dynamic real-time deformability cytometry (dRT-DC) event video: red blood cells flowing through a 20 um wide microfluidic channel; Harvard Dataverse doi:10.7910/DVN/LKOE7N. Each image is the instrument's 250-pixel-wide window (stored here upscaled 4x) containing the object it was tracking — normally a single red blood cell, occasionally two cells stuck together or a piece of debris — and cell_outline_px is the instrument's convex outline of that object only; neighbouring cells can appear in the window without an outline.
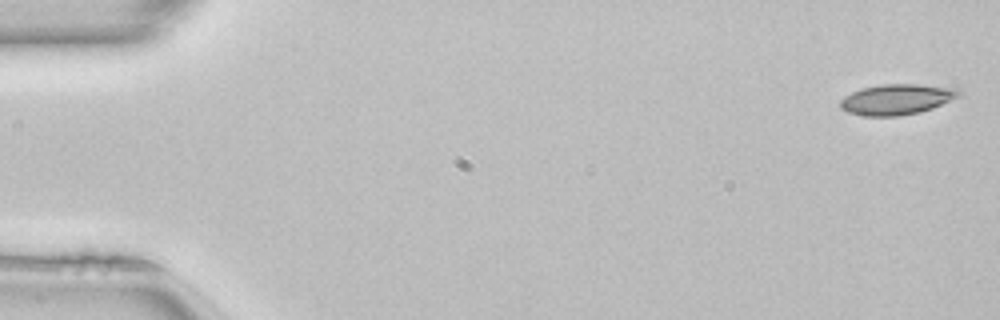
{"species": "common noctule bat (a hibernating species)", "species_latin": "Nyctalus noctula", "temperature_condition": "room temperature", "stored_images_in_passage": 50, "camera_frame_rate_fps": 3000, "um_per_image_px": 0.085, "animal": {"sex": "female", "body_mass_g": 22.7, "forearm_length_mm": 54.2}, "frame": {"image": 1, "passage_image": 1, "time_ms": 0.0, "image_size_px": [1000, 320], "cell_outline_px": [[960, 96], [932, 108], [920, 112], [900, 116], [864, 116], [848, 112], [840, 108], [840, 100], [844, 96], [860, 88], [880, 84], [920, 84], [956, 88], [960, 92]], "centroid_in_image_um": [76.19, 8.44], "position_along_channel_um": 8.8, "area_um2": 21.21}}
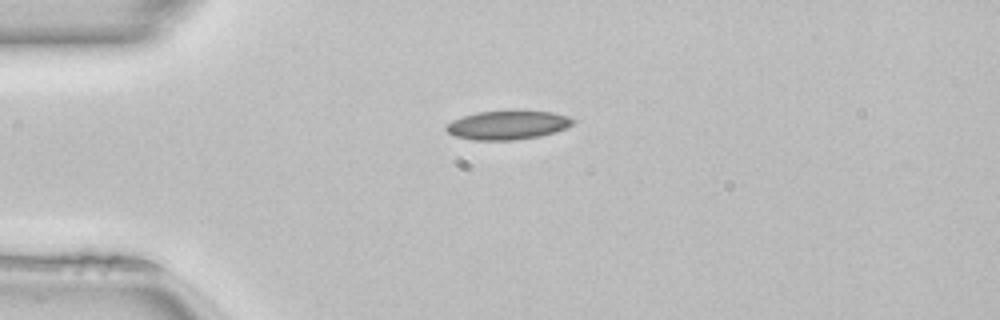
{"frame": {"image": 2, "passage_image": 12, "time_ms": 3.667, "image_size_px": [1000, 320], "cell_outline_px": [[576, 120], [568, 128], [556, 132], [540, 136], [516, 140], [472, 140], [452, 136], [444, 128], [452, 120], [476, 112], [520, 108], [552, 112], [568, 116]], "centroid_in_image_um": [43.19, 10.6], "position_along_channel_um": 41.8, "area_um2": 22.25}}
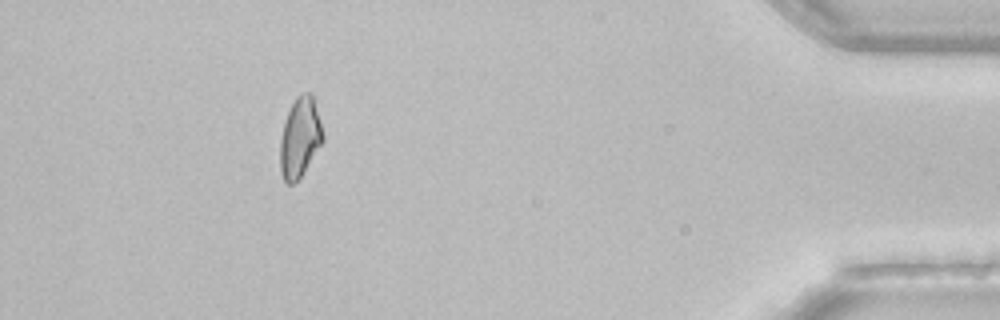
{"frame": {"image": 3, "passage_image": 45, "time_ms": 14.667, "image_size_px": [1000, 320], "cell_outline_px": [[324, 140], [304, 172], [292, 184], [288, 184], [284, 180], [280, 172], [280, 140], [284, 124], [288, 112], [296, 96], [300, 92], [312, 92], [320, 120], [324, 136]], "centroid_in_image_um": [25.5, 11.67], "position_along_channel_um": 409.7, "area_um2": 19.88}, "authors_computed_cell_mechanics": {"area_um2": 20.3456, "velocity_mm_per_s": 4.0986, "shape_relaxation_time_tau1_ms": null, "shape_relaxation_time_tau2_ms": 4.9702, "deformation_change_tau1": null, "deformation_change_tau2": 0.1162}}